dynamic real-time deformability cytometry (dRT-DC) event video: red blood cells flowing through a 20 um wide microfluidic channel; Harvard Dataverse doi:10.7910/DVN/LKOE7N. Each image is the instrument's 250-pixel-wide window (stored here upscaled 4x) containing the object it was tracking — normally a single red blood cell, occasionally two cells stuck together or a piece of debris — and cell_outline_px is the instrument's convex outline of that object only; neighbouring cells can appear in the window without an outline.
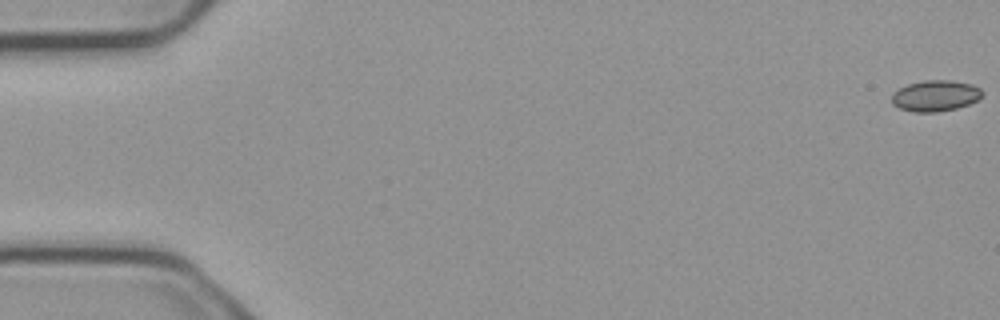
{"species": "common noctule bat (a hibernating species)", "species_latin": "Nyctalus noctula", "temperature_condition": "cold", "stored_images_in_passage": 5, "camera_frame_rate_fps": 3000, "um_per_image_px": 0.085, "animal": {"sex": "male", "body_mass_g": 23.1, "forearm_length_mm": 52.7}, "frame": {"image": 1, "passage_image": 1, "time_ms": 0.0, "image_size_px": [1000, 320], "cell_outline_px": [[980, 96], [976, 100], [968, 104], [956, 108], [936, 112], [912, 112], [900, 108], [892, 104], [892, 92], [908, 84], [924, 80], [952, 80], [972, 84], [980, 88]], "centroid_in_image_um": [79.46, 8.13], "position_along_channel_um": 5.5, "area_um2": 16.24}}
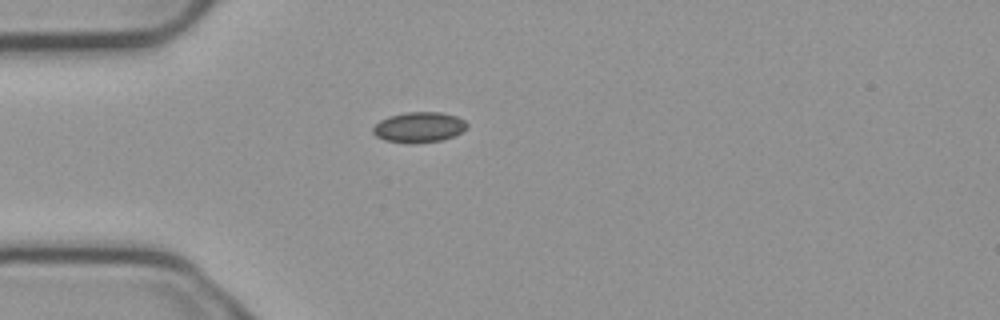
{"frame": {"image": 2, "passage_image": 5, "time_ms": 1.333, "image_size_px": [1000, 320], "cell_outline_px": [[468, 124], [460, 132], [452, 136], [440, 140], [384, 140], [376, 136], [372, 132], [372, 128], [380, 120], [388, 116], [404, 112], [440, 112], [456, 116], [464, 120]], "centroid_in_image_um": [35.59, 10.75], "position_along_channel_um": 49.4, "area_um2": 15.78}}